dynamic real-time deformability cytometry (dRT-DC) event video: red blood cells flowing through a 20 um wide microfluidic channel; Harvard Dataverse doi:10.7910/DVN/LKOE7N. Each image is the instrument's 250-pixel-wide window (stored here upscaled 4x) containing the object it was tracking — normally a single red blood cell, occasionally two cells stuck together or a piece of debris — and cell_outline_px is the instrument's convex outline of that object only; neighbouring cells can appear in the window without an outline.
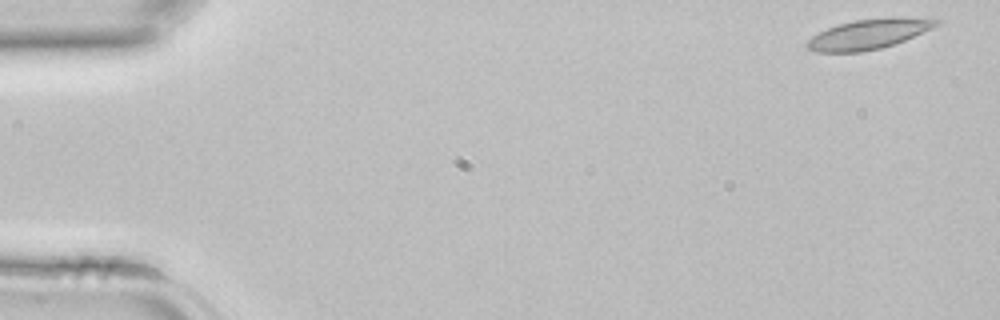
{"species": "common noctule bat (a hibernating species)", "species_latin": "Nyctalus noctula", "temperature_condition": "room temperature", "stored_images_in_passage": 42, "camera_frame_rate_fps": 3000, "um_per_image_px": 0.085, "animal": {"sex": "female", "body_mass_g": 22.7, "forearm_length_mm": 54.2}, "frame": {"image": 1, "passage_image": 1, "time_ms": 0.0, "image_size_px": [1000, 320], "cell_outline_px": [[940, 24], [932, 28], [896, 44], [880, 48], [860, 52], [816, 52], [808, 48], [808, 40], [812, 36], [828, 28], [840, 24], [856, 20], [884, 16], [900, 16], [940, 20]], "centroid_in_image_um": [73.89, 2.88], "position_along_channel_um": 11.1, "area_um2": 22.54}}
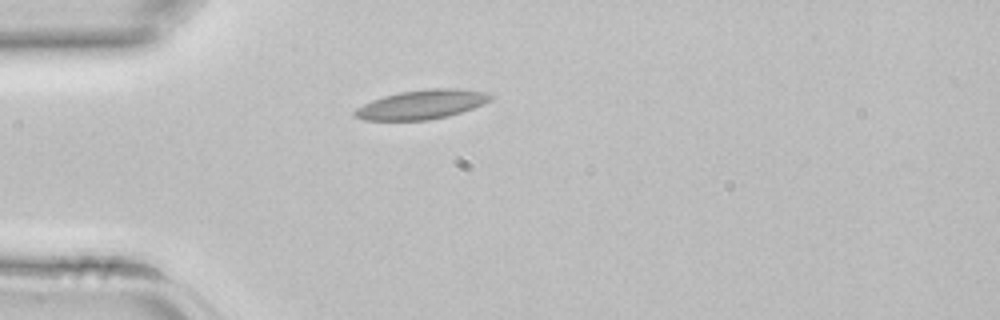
{"frame": {"image": 2, "passage_image": 11, "time_ms": 3.333, "image_size_px": [1000, 320], "cell_outline_px": [[492, 96], [484, 104], [448, 116], [428, 120], [364, 120], [352, 116], [352, 112], [356, 108], [372, 100], [384, 96], [400, 92], [428, 88], [460, 88], [492, 92]], "centroid_in_image_um": [35.85, 8.87], "position_along_channel_um": 49.1, "area_um2": 23.24}}
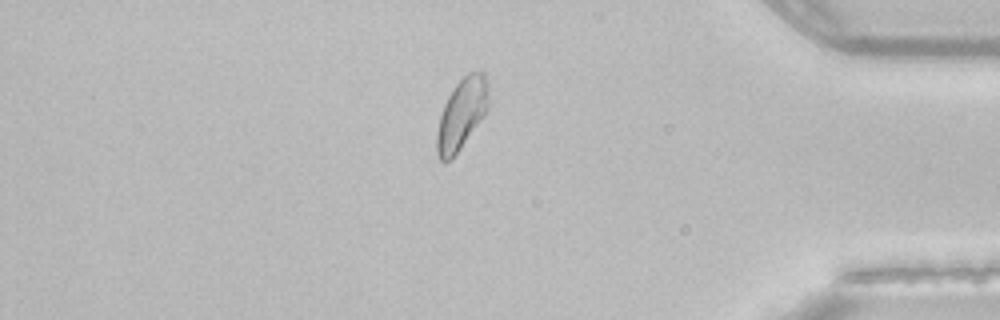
{"frame": {"image": 3, "passage_image": 36, "time_ms": 11.667, "image_size_px": [1000, 320], "cell_outline_px": [[488, 108], [484, 116], [460, 148], [444, 164], [440, 160], [436, 152], [436, 132], [440, 116], [444, 104], [448, 96], [456, 84], [468, 72], [484, 72], [488, 84]], "centroid_in_image_um": [39.23, 9.68], "position_along_channel_um": 396.0, "area_um2": 21.15}}